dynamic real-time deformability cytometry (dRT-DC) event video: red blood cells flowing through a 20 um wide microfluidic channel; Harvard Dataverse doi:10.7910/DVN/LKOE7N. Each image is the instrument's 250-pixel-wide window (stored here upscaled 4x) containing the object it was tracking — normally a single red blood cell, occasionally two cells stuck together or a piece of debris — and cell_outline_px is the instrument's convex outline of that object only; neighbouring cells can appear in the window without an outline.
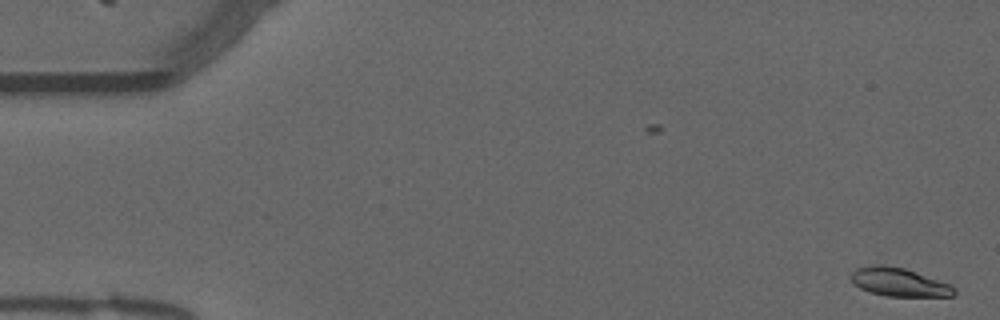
{"species": "common noctule bat (a hibernating species)", "species_latin": "Nyctalus noctula", "temperature_condition": "warm", "stored_images_in_passage": 55, "camera_frame_rate_fps": 3000, "um_per_image_px": 0.085, "animal": {"sex": "male", "forearm_length_mm": 52.5}, "frame": {"image": 1, "passage_image": 2, "time_ms": 0.333, "image_size_px": [1000, 320], "cell_outline_px": [[956, 296], [888, 296], [872, 292], [860, 288], [848, 276], [856, 268], [876, 252], [948, 284], [956, 288]], "centroid_in_image_um": [76.27, 23.74], "position_along_channel_um": 8.7, "area_um2": 19.77}}
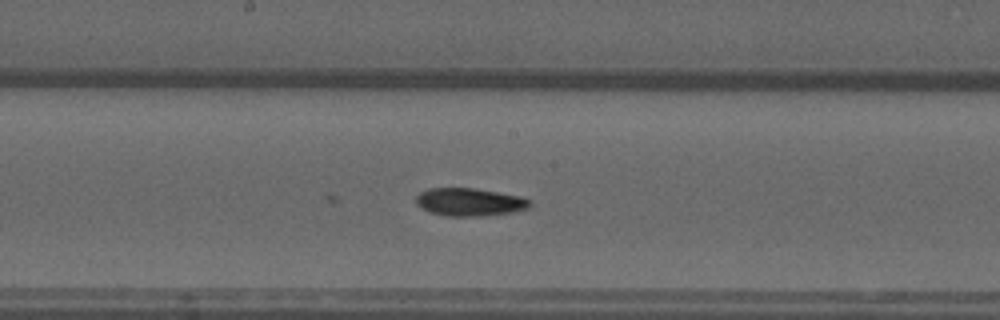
{"frame": {"image": 2, "passage_image": 29, "time_ms": 9.333, "image_size_px": [1000, 320], "cell_outline_px": [[532, 204], [528, 208], [516, 212], [488, 216], [448, 216], [432, 212], [416, 204], [416, 196], [420, 192], [428, 188], [476, 188], [520, 196], [532, 200]], "centroid_in_image_um": [39.98, 17.17], "position_along_channel_um": 208.2, "area_um2": 18.67}}
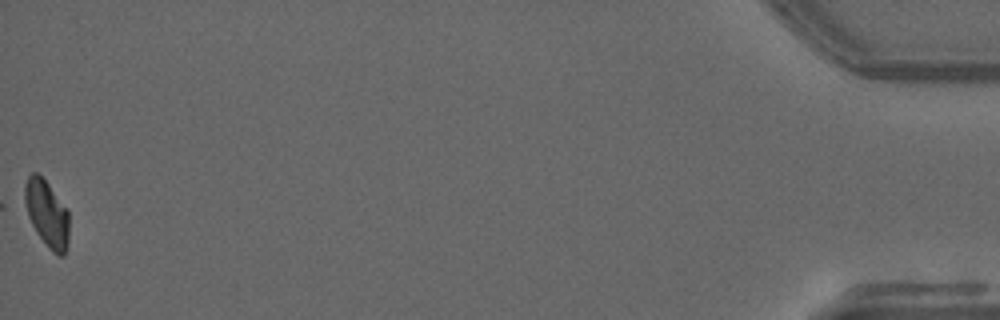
{"frame": {"image": 3, "passage_image": 55, "time_ms": 18.0, "image_size_px": [1000, 320], "cell_outline_px": [[68, 244], [64, 256], [60, 256], [52, 252], [48, 248], [36, 232], [28, 216], [24, 200], [24, 184], [28, 176], [32, 172], [36, 172], [48, 184], [68, 208]], "centroid_in_image_um": [3.99, 18.17], "position_along_channel_um": 431.2, "area_um2": 17.34}}